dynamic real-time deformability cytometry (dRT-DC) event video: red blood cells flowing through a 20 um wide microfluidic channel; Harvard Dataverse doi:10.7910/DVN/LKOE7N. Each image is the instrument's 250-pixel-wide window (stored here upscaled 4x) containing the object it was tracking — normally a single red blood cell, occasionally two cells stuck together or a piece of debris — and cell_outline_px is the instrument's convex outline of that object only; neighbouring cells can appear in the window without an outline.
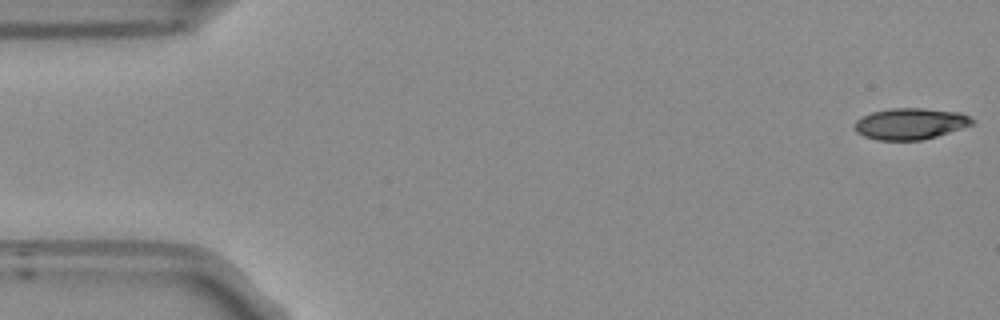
{"species": "Egyptian fruit bat (a non-hibernating species)", "species_latin": "Rousettus aegyptiacus", "temperature_condition": "room temperature", "stored_images_in_passage": 54, "camera_frame_rate_fps": 3000, "um_per_image_px": 0.085, "frame": {"image": 1, "passage_image": 1, "time_ms": 0.0, "image_size_px": [1000, 320], "cell_outline_px": [[976, 124], [936, 136], [920, 140], [876, 140], [864, 136], [856, 132], [852, 124], [856, 120], [872, 112], [892, 108], [924, 108], [960, 112], [976, 120]], "centroid_in_image_um": [77.39, 10.51], "position_along_channel_um": 7.6, "area_um2": 21.62}}
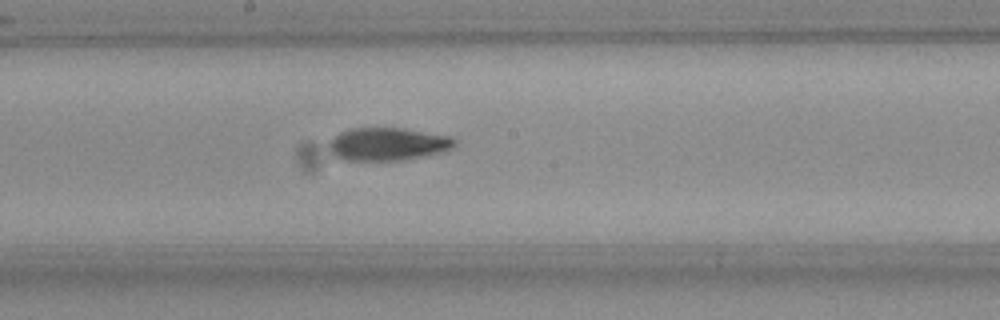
{"frame": {"image": 2, "passage_image": 28, "time_ms": 9.0, "image_size_px": [1000, 320], "cell_outline_px": [[456, 144], [440, 152], [404, 160], [340, 160], [332, 156], [328, 148], [328, 140], [340, 132], [352, 128], [404, 128], [448, 136], [456, 140]], "centroid_in_image_um": [32.85, 12.25], "position_along_channel_um": 215.4, "area_um2": 24.1}}
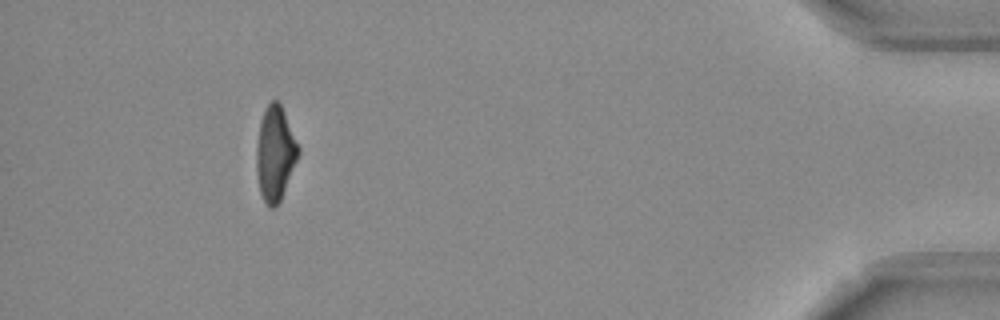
{"frame": {"image": 3, "passage_image": 49, "time_ms": 16.0, "image_size_px": [1000, 320], "cell_outline_px": [[300, 152], [280, 200], [272, 208], [268, 208], [260, 192], [256, 168], [256, 144], [260, 120], [264, 108], [272, 100], [276, 100], [280, 104], [284, 112], [300, 148]], "centroid_in_image_um": [23.37, 13.02], "position_along_channel_um": 411.8, "area_um2": 22.89}, "authors_computed_cell_mechanics": {"area_um2": 23.4957, "velocity_mm_per_s": 3.7583, "shape_relaxation_time_tau1_ms": 5.6184, "shape_relaxation_time_tau2_ms": 3.9663, "deformation_change_tau1": 0.1839, "deformation_change_tau2": 0.1148}}